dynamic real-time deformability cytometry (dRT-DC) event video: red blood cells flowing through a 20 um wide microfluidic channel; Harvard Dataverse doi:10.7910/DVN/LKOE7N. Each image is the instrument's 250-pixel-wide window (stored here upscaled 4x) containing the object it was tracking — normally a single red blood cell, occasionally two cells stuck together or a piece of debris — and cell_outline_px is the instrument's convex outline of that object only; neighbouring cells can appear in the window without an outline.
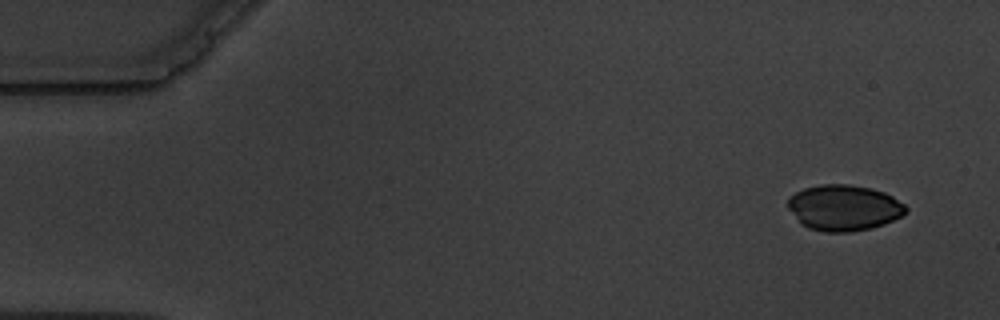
{"species": "common noctule bat (a hibernating species)", "species_latin": "Nyctalus noctula", "temperature_condition": "warm", "stored_images_in_passage": 5, "camera_frame_rate_fps": 3000, "um_per_image_px": 0.085, "animal": {"sex": "male", "body_mass_g": 19.5, "forearm_length_mm": 54.6}, "frame": {"image": 1, "passage_image": 1, "time_ms": 0.0, "image_size_px": [1000, 320], "cell_outline_px": [[908, 212], [884, 224], [872, 228], [852, 232], [824, 232], [808, 228], [800, 224], [788, 208], [788, 196], [804, 188], [820, 184], [848, 184], [872, 188], [884, 192], [892, 196], [904, 204], [908, 208]], "centroid_in_image_um": [71.72, 17.66], "position_along_channel_um": 13.3, "area_um2": 31.79}}